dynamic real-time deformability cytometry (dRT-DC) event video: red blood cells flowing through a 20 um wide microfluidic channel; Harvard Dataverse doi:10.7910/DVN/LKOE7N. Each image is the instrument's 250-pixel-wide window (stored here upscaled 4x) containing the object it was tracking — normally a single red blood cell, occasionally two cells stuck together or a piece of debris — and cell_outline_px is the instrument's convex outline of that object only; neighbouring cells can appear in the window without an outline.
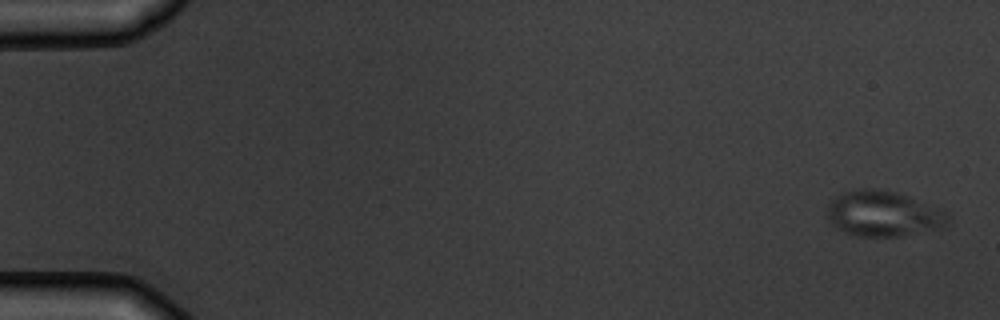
{"species": "common noctule bat (a hibernating species)", "species_latin": "Nyctalus noctula", "temperature_condition": "warm", "stored_images_in_passage": 6, "camera_frame_rate_fps": 3000, "um_per_image_px": 0.085, "animal": {"sex": "male", "body_mass_g": 19.5, "forearm_length_mm": 54.6}, "frame": {"image": 1, "passage_image": 1, "time_ms": 0.0, "image_size_px": [1000, 320], "cell_outline_px": [[948, 224], [944, 228], [904, 236], [852, 236], [836, 228], [832, 224], [828, 216], [828, 204], [836, 196], [844, 192], [860, 188], [872, 188], [896, 192], [944, 208], [948, 212]], "centroid_in_image_um": [75.14, 18.18], "position_along_channel_um": 9.9, "area_um2": 32.54}}